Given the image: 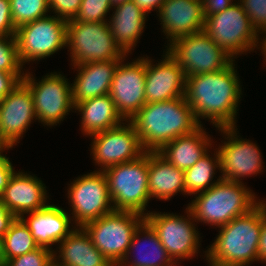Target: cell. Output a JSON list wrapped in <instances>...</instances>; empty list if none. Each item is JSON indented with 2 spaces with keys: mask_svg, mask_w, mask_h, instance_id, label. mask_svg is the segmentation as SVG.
<instances>
[{
  "mask_svg": "<svg viewBox=\"0 0 266 266\" xmlns=\"http://www.w3.org/2000/svg\"><path fill=\"white\" fill-rule=\"evenodd\" d=\"M234 61L220 71L186 77L185 99L200 124L207 119L216 129L237 127L243 94Z\"/></svg>",
  "mask_w": 266,
  "mask_h": 266,
  "instance_id": "cell-1",
  "label": "cell"
},
{
  "mask_svg": "<svg viewBox=\"0 0 266 266\" xmlns=\"http://www.w3.org/2000/svg\"><path fill=\"white\" fill-rule=\"evenodd\" d=\"M143 149L157 152L179 136L193 133L200 124L185 96L146 103L131 119Z\"/></svg>",
  "mask_w": 266,
  "mask_h": 266,
  "instance_id": "cell-2",
  "label": "cell"
},
{
  "mask_svg": "<svg viewBox=\"0 0 266 266\" xmlns=\"http://www.w3.org/2000/svg\"><path fill=\"white\" fill-rule=\"evenodd\" d=\"M218 228L216 239L204 251L209 266H248L259 262L262 201L249 213Z\"/></svg>",
  "mask_w": 266,
  "mask_h": 266,
  "instance_id": "cell-3",
  "label": "cell"
},
{
  "mask_svg": "<svg viewBox=\"0 0 266 266\" xmlns=\"http://www.w3.org/2000/svg\"><path fill=\"white\" fill-rule=\"evenodd\" d=\"M252 191L243 183L221 179L208 190L194 195L187 208L196 224L207 223L218 228L249 213L262 201Z\"/></svg>",
  "mask_w": 266,
  "mask_h": 266,
  "instance_id": "cell-4",
  "label": "cell"
},
{
  "mask_svg": "<svg viewBox=\"0 0 266 266\" xmlns=\"http://www.w3.org/2000/svg\"><path fill=\"white\" fill-rule=\"evenodd\" d=\"M149 152L136 160L110 166L103 170L114 210L146 215L150 199L148 188Z\"/></svg>",
  "mask_w": 266,
  "mask_h": 266,
  "instance_id": "cell-5",
  "label": "cell"
},
{
  "mask_svg": "<svg viewBox=\"0 0 266 266\" xmlns=\"http://www.w3.org/2000/svg\"><path fill=\"white\" fill-rule=\"evenodd\" d=\"M203 31L234 60L259 49L260 36L239 1L205 18Z\"/></svg>",
  "mask_w": 266,
  "mask_h": 266,
  "instance_id": "cell-6",
  "label": "cell"
},
{
  "mask_svg": "<svg viewBox=\"0 0 266 266\" xmlns=\"http://www.w3.org/2000/svg\"><path fill=\"white\" fill-rule=\"evenodd\" d=\"M145 221V216L131 211L113 210L99 219L86 223L83 228L93 245L118 266L125 257L133 235Z\"/></svg>",
  "mask_w": 266,
  "mask_h": 266,
  "instance_id": "cell-7",
  "label": "cell"
},
{
  "mask_svg": "<svg viewBox=\"0 0 266 266\" xmlns=\"http://www.w3.org/2000/svg\"><path fill=\"white\" fill-rule=\"evenodd\" d=\"M66 48L71 65L121 60L126 56L116 45L108 22L67 21Z\"/></svg>",
  "mask_w": 266,
  "mask_h": 266,
  "instance_id": "cell-8",
  "label": "cell"
},
{
  "mask_svg": "<svg viewBox=\"0 0 266 266\" xmlns=\"http://www.w3.org/2000/svg\"><path fill=\"white\" fill-rule=\"evenodd\" d=\"M28 70L22 82L33 96L36 117L43 126H57L75 106L72 101V86L60 72H51L38 82Z\"/></svg>",
  "mask_w": 266,
  "mask_h": 266,
  "instance_id": "cell-9",
  "label": "cell"
},
{
  "mask_svg": "<svg viewBox=\"0 0 266 266\" xmlns=\"http://www.w3.org/2000/svg\"><path fill=\"white\" fill-rule=\"evenodd\" d=\"M185 213L187 217L173 214V212L157 213L156 211H148L145 215V221L156 232L161 244L177 265H180V261L184 259L194 258L193 256L200 252L199 247H201L200 233L195 227L196 221L187 207Z\"/></svg>",
  "mask_w": 266,
  "mask_h": 266,
  "instance_id": "cell-10",
  "label": "cell"
},
{
  "mask_svg": "<svg viewBox=\"0 0 266 266\" xmlns=\"http://www.w3.org/2000/svg\"><path fill=\"white\" fill-rule=\"evenodd\" d=\"M166 47L186 77L220 71L234 60L204 31L180 37Z\"/></svg>",
  "mask_w": 266,
  "mask_h": 266,
  "instance_id": "cell-11",
  "label": "cell"
},
{
  "mask_svg": "<svg viewBox=\"0 0 266 266\" xmlns=\"http://www.w3.org/2000/svg\"><path fill=\"white\" fill-rule=\"evenodd\" d=\"M67 21L47 15L16 29L18 54L22 65L43 60L66 47Z\"/></svg>",
  "mask_w": 266,
  "mask_h": 266,
  "instance_id": "cell-12",
  "label": "cell"
},
{
  "mask_svg": "<svg viewBox=\"0 0 266 266\" xmlns=\"http://www.w3.org/2000/svg\"><path fill=\"white\" fill-rule=\"evenodd\" d=\"M68 185L67 198L75 226L83 227L114 210L103 171L88 172Z\"/></svg>",
  "mask_w": 266,
  "mask_h": 266,
  "instance_id": "cell-13",
  "label": "cell"
},
{
  "mask_svg": "<svg viewBox=\"0 0 266 266\" xmlns=\"http://www.w3.org/2000/svg\"><path fill=\"white\" fill-rule=\"evenodd\" d=\"M217 129L226 139L216 148L220 157L219 172L222 179L242 183L244 177L249 178L264 172L262 153L254 142L240 138L236 126Z\"/></svg>",
  "mask_w": 266,
  "mask_h": 266,
  "instance_id": "cell-14",
  "label": "cell"
},
{
  "mask_svg": "<svg viewBox=\"0 0 266 266\" xmlns=\"http://www.w3.org/2000/svg\"><path fill=\"white\" fill-rule=\"evenodd\" d=\"M91 155L98 170L120 163L136 160L146 151L143 149L139 135L130 121L106 131L90 135Z\"/></svg>",
  "mask_w": 266,
  "mask_h": 266,
  "instance_id": "cell-15",
  "label": "cell"
},
{
  "mask_svg": "<svg viewBox=\"0 0 266 266\" xmlns=\"http://www.w3.org/2000/svg\"><path fill=\"white\" fill-rule=\"evenodd\" d=\"M123 57L118 63L111 83L109 96L118 113L125 121L130 119L146 104L145 77L146 57L127 62Z\"/></svg>",
  "mask_w": 266,
  "mask_h": 266,
  "instance_id": "cell-16",
  "label": "cell"
},
{
  "mask_svg": "<svg viewBox=\"0 0 266 266\" xmlns=\"http://www.w3.org/2000/svg\"><path fill=\"white\" fill-rule=\"evenodd\" d=\"M0 138L10 149L16 146L35 119L33 96L21 81L7 96L0 100Z\"/></svg>",
  "mask_w": 266,
  "mask_h": 266,
  "instance_id": "cell-17",
  "label": "cell"
},
{
  "mask_svg": "<svg viewBox=\"0 0 266 266\" xmlns=\"http://www.w3.org/2000/svg\"><path fill=\"white\" fill-rule=\"evenodd\" d=\"M162 56L163 59L156 64L146 56V103L168 101L185 96V72L167 50Z\"/></svg>",
  "mask_w": 266,
  "mask_h": 266,
  "instance_id": "cell-18",
  "label": "cell"
},
{
  "mask_svg": "<svg viewBox=\"0 0 266 266\" xmlns=\"http://www.w3.org/2000/svg\"><path fill=\"white\" fill-rule=\"evenodd\" d=\"M168 44L174 40L202 32L205 24L201 0H165L158 15Z\"/></svg>",
  "mask_w": 266,
  "mask_h": 266,
  "instance_id": "cell-19",
  "label": "cell"
},
{
  "mask_svg": "<svg viewBox=\"0 0 266 266\" xmlns=\"http://www.w3.org/2000/svg\"><path fill=\"white\" fill-rule=\"evenodd\" d=\"M46 185L35 175L14 171L0 193L4 205L16 217L45 207L48 202Z\"/></svg>",
  "mask_w": 266,
  "mask_h": 266,
  "instance_id": "cell-20",
  "label": "cell"
},
{
  "mask_svg": "<svg viewBox=\"0 0 266 266\" xmlns=\"http://www.w3.org/2000/svg\"><path fill=\"white\" fill-rule=\"evenodd\" d=\"M25 215L30 217L26 219ZM20 218L28 226L37 245L51 251L53 244H59L77 227L73 226L68 211L50 203L39 210L25 213Z\"/></svg>",
  "mask_w": 266,
  "mask_h": 266,
  "instance_id": "cell-21",
  "label": "cell"
},
{
  "mask_svg": "<svg viewBox=\"0 0 266 266\" xmlns=\"http://www.w3.org/2000/svg\"><path fill=\"white\" fill-rule=\"evenodd\" d=\"M119 62L120 60H110L72 65L78 73L71 83L74 106L84 100L109 94Z\"/></svg>",
  "mask_w": 266,
  "mask_h": 266,
  "instance_id": "cell-22",
  "label": "cell"
},
{
  "mask_svg": "<svg viewBox=\"0 0 266 266\" xmlns=\"http://www.w3.org/2000/svg\"><path fill=\"white\" fill-rule=\"evenodd\" d=\"M58 246L53 250L54 266H113L83 227H76Z\"/></svg>",
  "mask_w": 266,
  "mask_h": 266,
  "instance_id": "cell-23",
  "label": "cell"
},
{
  "mask_svg": "<svg viewBox=\"0 0 266 266\" xmlns=\"http://www.w3.org/2000/svg\"><path fill=\"white\" fill-rule=\"evenodd\" d=\"M108 25L116 45L125 55H130L141 37L148 16L132 0L117 4ZM130 53V54H129Z\"/></svg>",
  "mask_w": 266,
  "mask_h": 266,
  "instance_id": "cell-24",
  "label": "cell"
},
{
  "mask_svg": "<svg viewBox=\"0 0 266 266\" xmlns=\"http://www.w3.org/2000/svg\"><path fill=\"white\" fill-rule=\"evenodd\" d=\"M134 253L136 255H133ZM131 257H133V259ZM118 266L178 265L169 256L167 250L161 244L156 232L146 221H144L135 231L130 246L128 247V251Z\"/></svg>",
  "mask_w": 266,
  "mask_h": 266,
  "instance_id": "cell-25",
  "label": "cell"
},
{
  "mask_svg": "<svg viewBox=\"0 0 266 266\" xmlns=\"http://www.w3.org/2000/svg\"><path fill=\"white\" fill-rule=\"evenodd\" d=\"M205 130L201 125L193 133L164 144L157 153L176 168L185 171L212 149L213 139Z\"/></svg>",
  "mask_w": 266,
  "mask_h": 266,
  "instance_id": "cell-26",
  "label": "cell"
},
{
  "mask_svg": "<svg viewBox=\"0 0 266 266\" xmlns=\"http://www.w3.org/2000/svg\"><path fill=\"white\" fill-rule=\"evenodd\" d=\"M185 172L167 162L157 152H149L148 188L150 199L170 200L178 193L185 194Z\"/></svg>",
  "mask_w": 266,
  "mask_h": 266,
  "instance_id": "cell-27",
  "label": "cell"
},
{
  "mask_svg": "<svg viewBox=\"0 0 266 266\" xmlns=\"http://www.w3.org/2000/svg\"><path fill=\"white\" fill-rule=\"evenodd\" d=\"M74 110L81 113L80 127L84 136L109 130L125 121L109 94L79 102Z\"/></svg>",
  "mask_w": 266,
  "mask_h": 266,
  "instance_id": "cell-28",
  "label": "cell"
},
{
  "mask_svg": "<svg viewBox=\"0 0 266 266\" xmlns=\"http://www.w3.org/2000/svg\"><path fill=\"white\" fill-rule=\"evenodd\" d=\"M215 151L214 158L208 151L193 166L184 171L185 195L191 196L204 192L222 179L220 176L217 180L214 179L216 170L220 171V157L218 150L215 149Z\"/></svg>",
  "mask_w": 266,
  "mask_h": 266,
  "instance_id": "cell-29",
  "label": "cell"
},
{
  "mask_svg": "<svg viewBox=\"0 0 266 266\" xmlns=\"http://www.w3.org/2000/svg\"><path fill=\"white\" fill-rule=\"evenodd\" d=\"M5 262L39 248L28 226L20 217L12 222L3 237Z\"/></svg>",
  "mask_w": 266,
  "mask_h": 266,
  "instance_id": "cell-30",
  "label": "cell"
},
{
  "mask_svg": "<svg viewBox=\"0 0 266 266\" xmlns=\"http://www.w3.org/2000/svg\"><path fill=\"white\" fill-rule=\"evenodd\" d=\"M13 25L19 26L47 16L48 0H10Z\"/></svg>",
  "mask_w": 266,
  "mask_h": 266,
  "instance_id": "cell-31",
  "label": "cell"
},
{
  "mask_svg": "<svg viewBox=\"0 0 266 266\" xmlns=\"http://www.w3.org/2000/svg\"><path fill=\"white\" fill-rule=\"evenodd\" d=\"M20 61L15 36H0V71L25 74Z\"/></svg>",
  "mask_w": 266,
  "mask_h": 266,
  "instance_id": "cell-32",
  "label": "cell"
},
{
  "mask_svg": "<svg viewBox=\"0 0 266 266\" xmlns=\"http://www.w3.org/2000/svg\"><path fill=\"white\" fill-rule=\"evenodd\" d=\"M112 7L111 0H82L79 12L72 21L108 22L105 17Z\"/></svg>",
  "mask_w": 266,
  "mask_h": 266,
  "instance_id": "cell-33",
  "label": "cell"
},
{
  "mask_svg": "<svg viewBox=\"0 0 266 266\" xmlns=\"http://www.w3.org/2000/svg\"><path fill=\"white\" fill-rule=\"evenodd\" d=\"M4 266H54L53 251L39 247L32 252L7 260Z\"/></svg>",
  "mask_w": 266,
  "mask_h": 266,
  "instance_id": "cell-34",
  "label": "cell"
},
{
  "mask_svg": "<svg viewBox=\"0 0 266 266\" xmlns=\"http://www.w3.org/2000/svg\"><path fill=\"white\" fill-rule=\"evenodd\" d=\"M251 21V25L260 35L266 32V0H238Z\"/></svg>",
  "mask_w": 266,
  "mask_h": 266,
  "instance_id": "cell-35",
  "label": "cell"
},
{
  "mask_svg": "<svg viewBox=\"0 0 266 266\" xmlns=\"http://www.w3.org/2000/svg\"><path fill=\"white\" fill-rule=\"evenodd\" d=\"M81 2L82 0H48L49 11L52 10L60 19L71 21L79 12Z\"/></svg>",
  "mask_w": 266,
  "mask_h": 266,
  "instance_id": "cell-36",
  "label": "cell"
},
{
  "mask_svg": "<svg viewBox=\"0 0 266 266\" xmlns=\"http://www.w3.org/2000/svg\"><path fill=\"white\" fill-rule=\"evenodd\" d=\"M16 29L11 18L10 0H0V36H15Z\"/></svg>",
  "mask_w": 266,
  "mask_h": 266,
  "instance_id": "cell-37",
  "label": "cell"
},
{
  "mask_svg": "<svg viewBox=\"0 0 266 266\" xmlns=\"http://www.w3.org/2000/svg\"><path fill=\"white\" fill-rule=\"evenodd\" d=\"M25 74L0 71V100L7 96L24 78Z\"/></svg>",
  "mask_w": 266,
  "mask_h": 266,
  "instance_id": "cell-38",
  "label": "cell"
},
{
  "mask_svg": "<svg viewBox=\"0 0 266 266\" xmlns=\"http://www.w3.org/2000/svg\"><path fill=\"white\" fill-rule=\"evenodd\" d=\"M205 18L226 10L236 0H201ZM233 2V3H232Z\"/></svg>",
  "mask_w": 266,
  "mask_h": 266,
  "instance_id": "cell-39",
  "label": "cell"
},
{
  "mask_svg": "<svg viewBox=\"0 0 266 266\" xmlns=\"http://www.w3.org/2000/svg\"><path fill=\"white\" fill-rule=\"evenodd\" d=\"M9 159V157H6V154L0 157V193L7 186L10 176L15 171Z\"/></svg>",
  "mask_w": 266,
  "mask_h": 266,
  "instance_id": "cell-40",
  "label": "cell"
},
{
  "mask_svg": "<svg viewBox=\"0 0 266 266\" xmlns=\"http://www.w3.org/2000/svg\"><path fill=\"white\" fill-rule=\"evenodd\" d=\"M259 262L266 263V201L262 200V228L258 245Z\"/></svg>",
  "mask_w": 266,
  "mask_h": 266,
  "instance_id": "cell-41",
  "label": "cell"
},
{
  "mask_svg": "<svg viewBox=\"0 0 266 266\" xmlns=\"http://www.w3.org/2000/svg\"><path fill=\"white\" fill-rule=\"evenodd\" d=\"M16 216L9 211L0 199V236L4 237Z\"/></svg>",
  "mask_w": 266,
  "mask_h": 266,
  "instance_id": "cell-42",
  "label": "cell"
},
{
  "mask_svg": "<svg viewBox=\"0 0 266 266\" xmlns=\"http://www.w3.org/2000/svg\"><path fill=\"white\" fill-rule=\"evenodd\" d=\"M141 10H143L147 15L151 11H159V8L165 2V0H132Z\"/></svg>",
  "mask_w": 266,
  "mask_h": 266,
  "instance_id": "cell-43",
  "label": "cell"
},
{
  "mask_svg": "<svg viewBox=\"0 0 266 266\" xmlns=\"http://www.w3.org/2000/svg\"><path fill=\"white\" fill-rule=\"evenodd\" d=\"M265 34V35H264ZM263 36H261L260 38V44H259V49L261 50V53L263 54L264 60L266 62V32H264L262 34Z\"/></svg>",
  "mask_w": 266,
  "mask_h": 266,
  "instance_id": "cell-44",
  "label": "cell"
},
{
  "mask_svg": "<svg viewBox=\"0 0 266 266\" xmlns=\"http://www.w3.org/2000/svg\"><path fill=\"white\" fill-rule=\"evenodd\" d=\"M5 258H4V247H3V237L0 236V266H4Z\"/></svg>",
  "mask_w": 266,
  "mask_h": 266,
  "instance_id": "cell-45",
  "label": "cell"
},
{
  "mask_svg": "<svg viewBox=\"0 0 266 266\" xmlns=\"http://www.w3.org/2000/svg\"><path fill=\"white\" fill-rule=\"evenodd\" d=\"M10 148L8 147V145L0 138V157L2 156V155H4L3 154V152L5 151V150H9Z\"/></svg>",
  "mask_w": 266,
  "mask_h": 266,
  "instance_id": "cell-46",
  "label": "cell"
},
{
  "mask_svg": "<svg viewBox=\"0 0 266 266\" xmlns=\"http://www.w3.org/2000/svg\"><path fill=\"white\" fill-rule=\"evenodd\" d=\"M127 1H130V0H111V4L112 6H115L117 4L125 3Z\"/></svg>",
  "mask_w": 266,
  "mask_h": 266,
  "instance_id": "cell-47",
  "label": "cell"
}]
</instances>
